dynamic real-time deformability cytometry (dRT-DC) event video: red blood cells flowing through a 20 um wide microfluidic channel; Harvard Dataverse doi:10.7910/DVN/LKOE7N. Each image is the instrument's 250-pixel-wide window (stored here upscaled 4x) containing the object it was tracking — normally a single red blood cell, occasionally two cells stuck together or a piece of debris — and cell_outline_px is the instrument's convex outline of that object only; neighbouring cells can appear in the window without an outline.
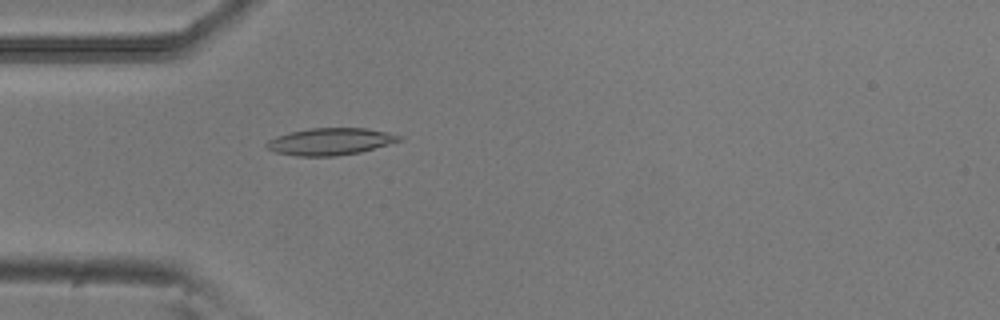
{"species": "common noctule bat (a hibernating species)", "species_latin": "Nyctalus noctula", "temperature_condition": "room temperature", "stored_images_in_passage": 4, "camera_frame_rate_fps": 3000, "um_per_image_px": 0.085, "animal": {"sex": "male", "body_mass_g": 20.5, "forearm_length_mm": 52.5}, "frame": {"image": 1, "passage_image": 4, "time_ms": 1.0, "image_size_px": [1000, 320], "cell_outline_px": [[404, 140], [360, 152], [336, 156], [296, 156], [276, 152], [268, 148], [264, 144], [268, 140], [276, 136], [308, 128], [368, 128], [388, 132], [404, 136]], "centroid_in_image_um": [28.12, 12.02], "position_along_channel_um": 56.9, "area_um2": 20.98}}